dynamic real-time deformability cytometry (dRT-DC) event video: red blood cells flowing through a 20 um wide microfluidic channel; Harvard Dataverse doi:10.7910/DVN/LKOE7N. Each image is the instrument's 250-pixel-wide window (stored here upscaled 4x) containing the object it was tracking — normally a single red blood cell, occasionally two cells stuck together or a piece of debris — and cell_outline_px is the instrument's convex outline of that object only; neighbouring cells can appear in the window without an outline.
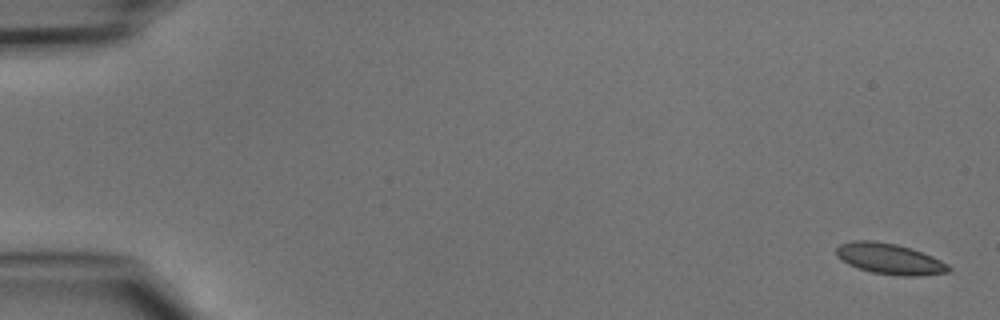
{"species": "common noctule bat (a hibernating species)", "species_latin": "Nyctalus noctula", "temperature_condition": "cold", "stored_images_in_passage": 16, "camera_frame_rate_fps": 3000, "um_per_image_px": 0.085, "animal": {"sex": "male", "body_mass_g": 15.6}, "frame": {"image": 1, "passage_image": 1, "time_ms": 0.0, "image_size_px": [1000, 320], "cell_outline_px": [[952, 272], [920, 276], [900, 276], [872, 272], [848, 264], [836, 256], [836, 248], [840, 244], [852, 240], [872, 240], [896, 244], [912, 248], [932, 256], [948, 264], [952, 268]], "centroid_in_image_um": [75.65, 22.0], "position_along_channel_um": 9.3, "area_um2": 20.35}}
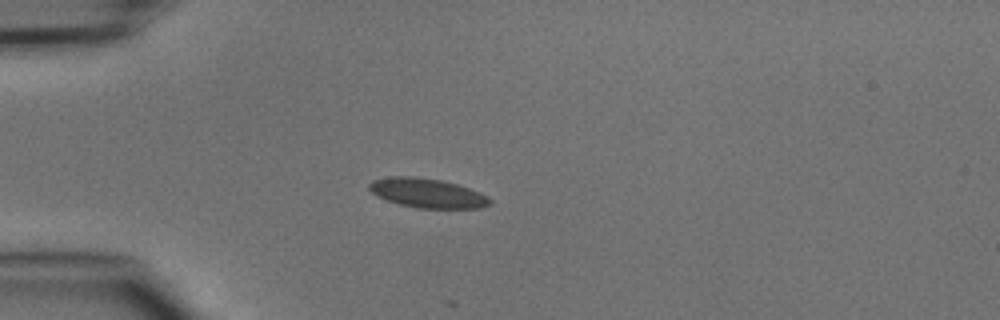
{"frame": {"image": 2, "passage_image": 13, "time_ms": 4.0, "image_size_px": [1000, 320], "cell_outline_px": [[492, 204], [480, 208], [416, 208], [400, 204], [376, 196], [368, 188], [368, 184], [372, 180], [388, 176], [412, 176], [440, 180], [456, 184], [480, 192], [488, 196], [492, 200]], "centroid_in_image_um": [36.32, 16.41], "position_along_channel_um": 48.7, "area_um2": 20.69}}